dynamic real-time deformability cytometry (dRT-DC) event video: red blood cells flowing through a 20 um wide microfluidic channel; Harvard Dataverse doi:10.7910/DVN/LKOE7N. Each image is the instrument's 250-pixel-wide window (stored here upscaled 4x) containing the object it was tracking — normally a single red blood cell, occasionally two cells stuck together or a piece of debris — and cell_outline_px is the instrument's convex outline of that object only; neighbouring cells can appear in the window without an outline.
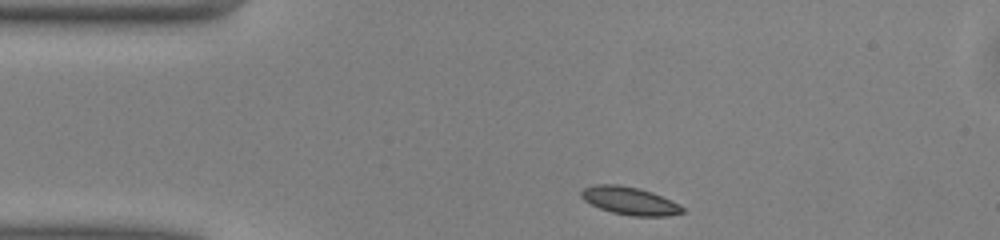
{"species": "common noctule bat (a hibernating species)", "species_latin": "Nyctalus noctula", "temperature_condition": "warm", "stored_images_in_passage": 42, "camera_frame_rate_fps": 3000, "um_per_image_px": 0.085, "animal": {"sex": "male", "body_mass_g": 13.0, "forearm_length_mm": 53.1}, "frame": {"image": 1, "passage_image": 1, "time_ms": 0.0, "image_size_px": [1000, 240], "cell_outline_px": [[684, 212], [668, 216], [632, 216], [612, 212], [600, 208], [584, 200], [580, 196], [580, 192], [584, 188], [596, 184], [616, 184], [640, 188], [652, 192], [680, 204], [684, 208]], "centroid_in_image_um": [53.54, 17.06], "position_along_channel_um": 31.5, "area_um2": 16.42}}
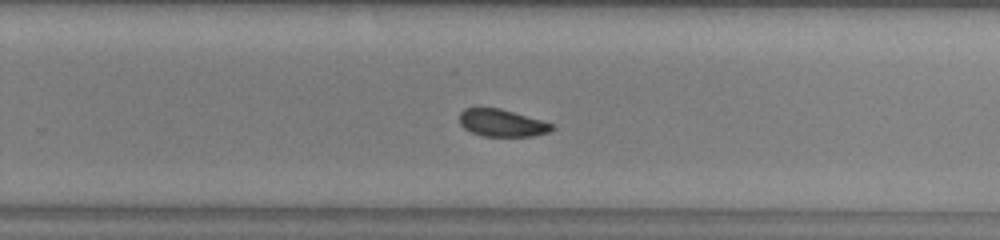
{"frame": {"image": 2, "passage_image": 23, "time_ms": 7.333, "image_size_px": [1000, 240], "cell_outline_px": [[556, 128], [548, 132], [532, 136], [484, 136], [472, 132], [464, 128], [460, 124], [460, 112], [464, 108], [500, 108], [540, 120], [552, 124]], "centroid_in_image_um": [42.65, 10.45], "position_along_channel_um": 287.2, "area_um2": 14.51}}
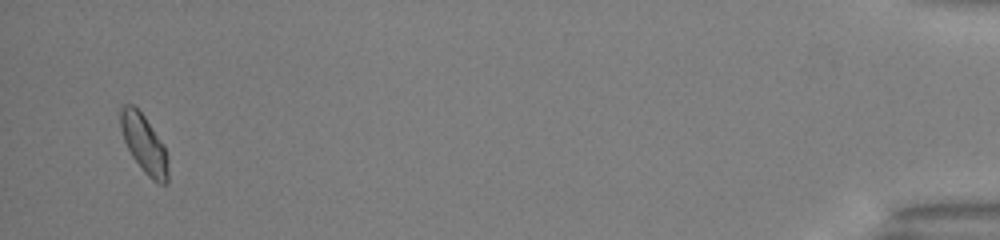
{"frame": {"image": 3, "passage_image": 40, "time_ms": 13.0, "image_size_px": [1000, 240], "cell_outline_px": [[168, 184], [160, 184], [152, 180], [144, 172], [132, 156], [124, 140], [120, 128], [120, 108], [124, 104], [132, 104], [144, 116], [164, 144], [168, 156]], "centroid_in_image_um": [12.26, 12.25], "position_along_channel_um": 422.9, "area_um2": 16.24}, "authors_computed_cell_mechanics": {"area_um2": 15.8661, "velocity_mm_per_s": 4.0439, "shape_relaxation_time_tau1_ms": 2.3056, "shape_relaxation_time_tau2_ms": null, "deformation_change_tau1": 0.0787, "deformation_change_tau2": null}}